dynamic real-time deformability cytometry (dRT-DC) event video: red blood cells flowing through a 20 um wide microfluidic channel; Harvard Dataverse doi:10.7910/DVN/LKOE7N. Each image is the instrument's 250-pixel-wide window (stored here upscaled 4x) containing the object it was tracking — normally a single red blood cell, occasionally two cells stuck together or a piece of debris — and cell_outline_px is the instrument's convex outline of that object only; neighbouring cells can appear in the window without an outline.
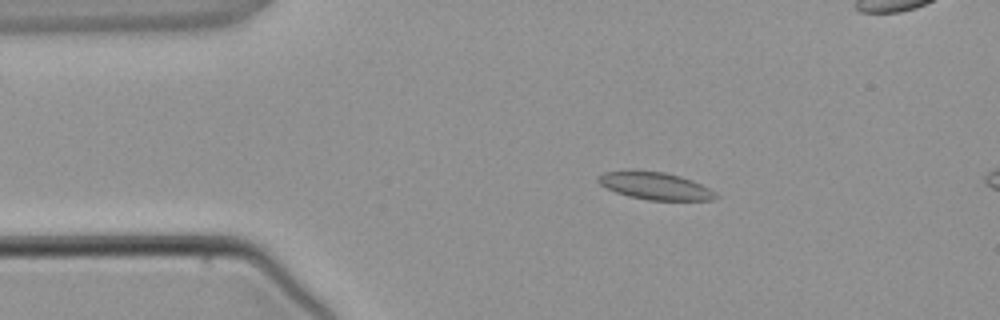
{"species": "common noctule bat (a hibernating species)", "species_latin": "Nyctalus noctula", "temperature_condition": "warm", "stored_images_in_passage": 3, "segment_of_instrument_passage": [1, 2], "camera_frame_rate_fps": 3000, "um_per_image_px": 0.085, "animal": {"sex": "male", "body_mass_g": 21.5, "forearm_length_mm": 52.0}, "frame": {"image": 1, "passage_image": 1, "time_ms": 0.0, "image_size_px": [1000, 320], "cell_outline_px": [[720, 196], [712, 200], [648, 200], [628, 196], [616, 192], [600, 184], [596, 180], [596, 176], [604, 172], [628, 168], [632, 168], [664, 172], [680, 176], [692, 180], [716, 192]], "centroid_in_image_um": [55.63, 15.76], "position_along_channel_um": 29.4, "area_um2": 19.25}}